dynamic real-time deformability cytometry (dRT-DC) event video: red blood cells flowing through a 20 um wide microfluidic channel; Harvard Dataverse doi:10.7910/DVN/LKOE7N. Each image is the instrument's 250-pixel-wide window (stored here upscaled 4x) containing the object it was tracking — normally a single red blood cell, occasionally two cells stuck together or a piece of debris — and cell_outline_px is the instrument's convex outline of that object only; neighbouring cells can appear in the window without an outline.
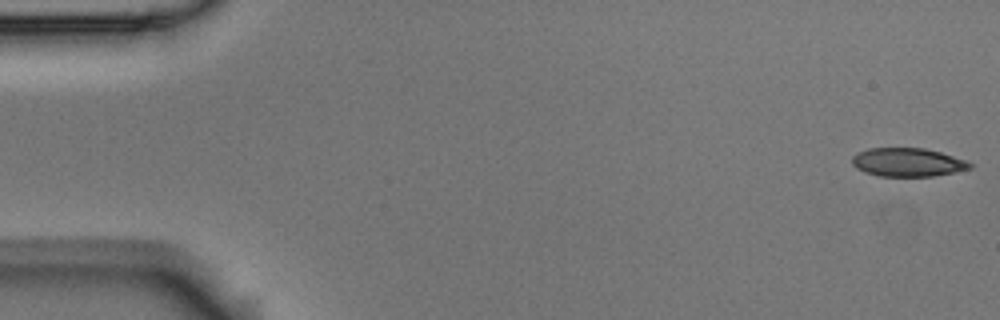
{"species": "Egyptian fruit bat (a non-hibernating species)", "species_latin": "Rousettus aegyptiacus", "temperature_condition": "room temperature", "stored_images_in_passage": 56, "camera_frame_rate_fps": 3000, "um_per_image_px": 0.085, "animal": {"sex": "male"}, "frame": {"image": 1, "passage_image": 1, "time_ms": 0.0, "image_size_px": [1000, 320], "cell_outline_px": [[972, 168], [932, 176], [880, 176], [864, 172], [856, 168], [852, 164], [852, 156], [856, 152], [868, 148], [924, 148], [940, 152], [968, 160], [972, 164]], "centroid_in_image_um": [77.13, 13.78], "position_along_channel_um": 7.9, "area_um2": 19.65}}
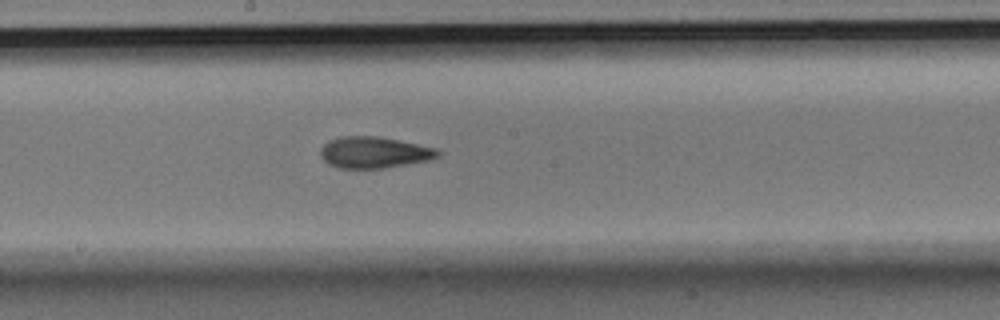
{"frame": {"image": 2, "passage_image": 30, "time_ms": 9.667, "image_size_px": [1000, 320], "cell_outline_px": [[440, 156], [428, 160], [384, 168], [336, 168], [328, 164], [320, 156], [320, 148], [328, 140], [340, 136], [376, 136], [436, 148], [440, 152]], "centroid_in_image_um": [31.74, 12.96], "position_along_channel_um": 216.5, "area_um2": 21.39}}
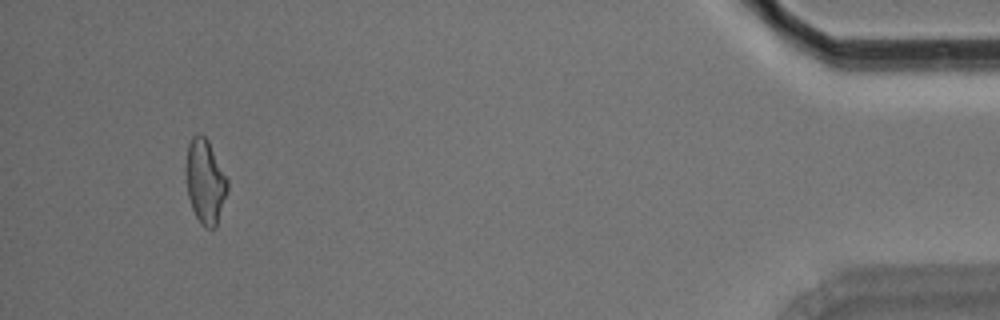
{"frame": {"image": 3, "passage_image": 53, "time_ms": 17.333, "image_size_px": [1000, 320], "cell_outline_px": [[228, 192], [216, 228], [204, 228], [200, 224], [192, 208], [188, 196], [184, 172], [184, 168], [188, 144], [192, 136], [196, 132], [200, 132], [208, 140], [228, 180]], "centroid_in_image_um": [17.42, 15.42], "position_along_channel_um": 417.8, "area_um2": 20.92}, "authors_computed_cell_mechanics": {"area_um2": 20.9525, "velocity_mm_per_s": 3.5585, "shape_relaxation_time_tau1_ms": 8.051, "shape_relaxation_time_tau2_ms": 3.8172, "deformation_change_tau1": 0.1744, "deformation_change_tau2": 0.1123}}